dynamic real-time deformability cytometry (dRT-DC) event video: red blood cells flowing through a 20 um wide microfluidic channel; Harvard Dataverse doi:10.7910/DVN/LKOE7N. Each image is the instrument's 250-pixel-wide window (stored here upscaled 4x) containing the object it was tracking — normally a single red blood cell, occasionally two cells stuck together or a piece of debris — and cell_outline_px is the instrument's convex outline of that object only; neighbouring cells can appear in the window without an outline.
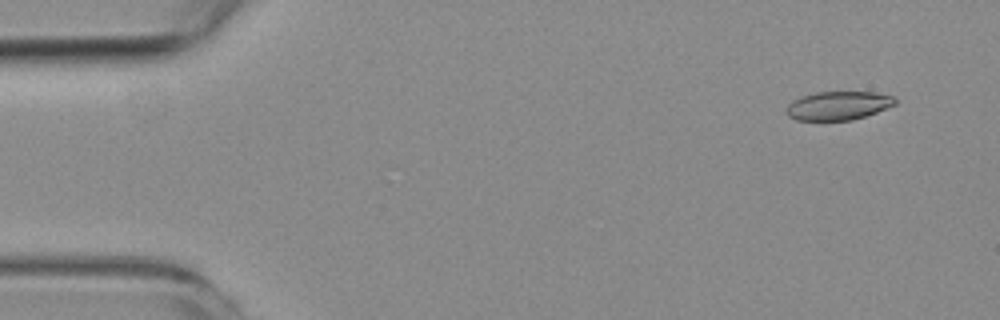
{"species": "common noctule bat (a hibernating species)", "species_latin": "Nyctalus noctula", "temperature_condition": "room temperature", "stored_images_in_passage": 7, "camera_frame_rate_fps": 3000, "um_per_image_px": 0.085, "animal": {"sex": "female", "body_mass_g": 19.3, "forearm_length_mm": 54.1}, "frame": {"image": 1, "passage_image": 1, "time_ms": 0.0, "image_size_px": [1000, 320], "cell_outline_px": [[896, 104], [876, 112], [852, 120], [796, 120], [788, 116], [788, 104], [792, 100], [800, 96], [816, 92], [876, 92], [892, 96], [896, 100]], "centroid_in_image_um": [71.24, 8.97], "position_along_channel_um": 13.8, "area_um2": 18.03}}
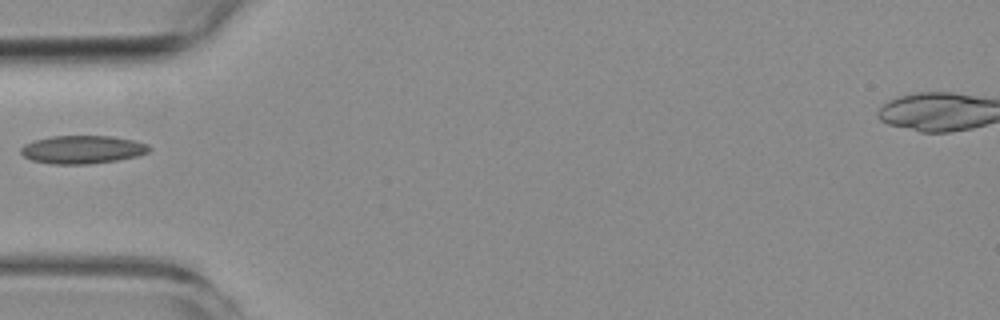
{"frame": {"image": 2, "passage_image": 5, "time_ms": 4.667, "image_size_px": [1000, 320], "cell_outline_px": [[152, 148], [148, 152], [136, 156], [116, 160], [88, 164], [52, 164], [32, 160], [24, 156], [20, 152], [20, 148], [24, 144], [36, 140], [52, 136], [112, 136], [132, 140], [148, 144]], "centroid_in_image_um": [7.0, 12.71], "position_along_channel_um": 78.0, "area_um2": 20.92}}
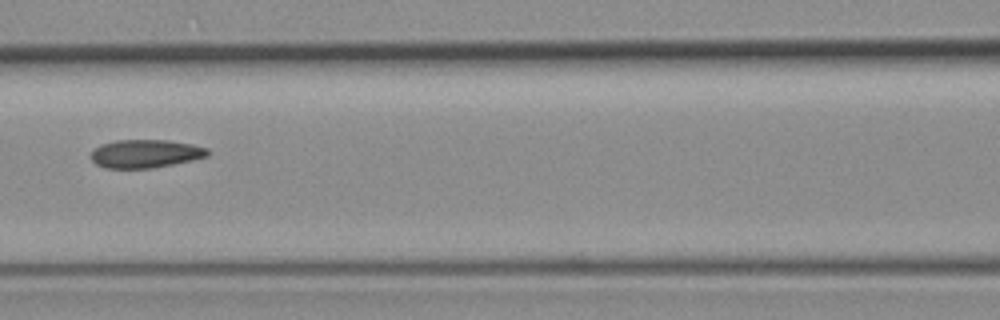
{"frame": {"image": 3, "passage_image": 7, "time_ms": 6.667, "image_size_px": [1000, 320], "cell_outline_px": [[208, 156], [192, 160], [152, 168], [104, 168], [96, 164], [92, 160], [92, 152], [100, 144], [116, 140], [168, 140], [192, 144], [208, 148]], "centroid_in_image_um": [12.36, 13.06], "position_along_channel_um": 154.2, "area_um2": 19.13}}